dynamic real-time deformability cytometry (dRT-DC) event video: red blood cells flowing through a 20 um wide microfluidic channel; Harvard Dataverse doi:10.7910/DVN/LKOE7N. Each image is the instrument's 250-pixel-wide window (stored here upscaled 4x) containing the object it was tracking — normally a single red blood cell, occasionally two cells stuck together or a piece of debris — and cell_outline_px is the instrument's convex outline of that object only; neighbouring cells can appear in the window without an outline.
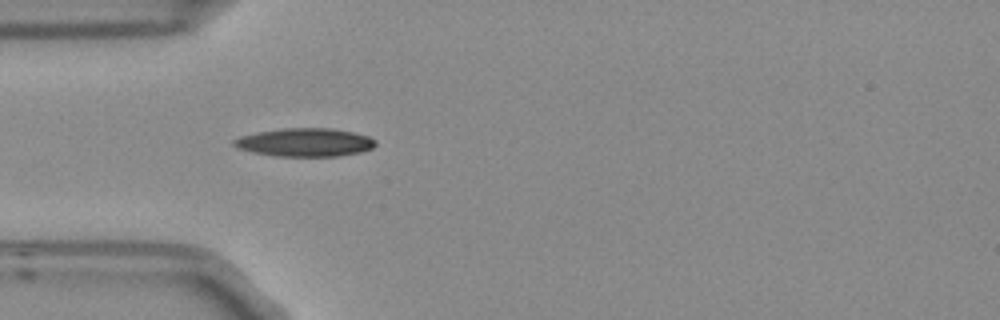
{"species": "Egyptian fruit bat (a non-hibernating species)", "species_latin": "Rousettus aegyptiacus", "temperature_condition": "room temperature", "stored_images_in_passage": 3, "camera_frame_rate_fps": 3000, "um_per_image_px": 0.085, "frame": {"image": 1, "passage_image": 3, "time_ms": 0.667, "image_size_px": [1000, 320], "cell_outline_px": [[376, 144], [372, 148], [360, 152], [340, 156], [276, 156], [252, 152], [236, 148], [232, 144], [232, 140], [240, 136], [256, 132], [280, 128], [332, 128], [352, 132], [368, 136], [376, 140]], "centroid_in_image_um": [25.89, 12.1], "position_along_channel_um": 59.1, "area_um2": 23.52}}